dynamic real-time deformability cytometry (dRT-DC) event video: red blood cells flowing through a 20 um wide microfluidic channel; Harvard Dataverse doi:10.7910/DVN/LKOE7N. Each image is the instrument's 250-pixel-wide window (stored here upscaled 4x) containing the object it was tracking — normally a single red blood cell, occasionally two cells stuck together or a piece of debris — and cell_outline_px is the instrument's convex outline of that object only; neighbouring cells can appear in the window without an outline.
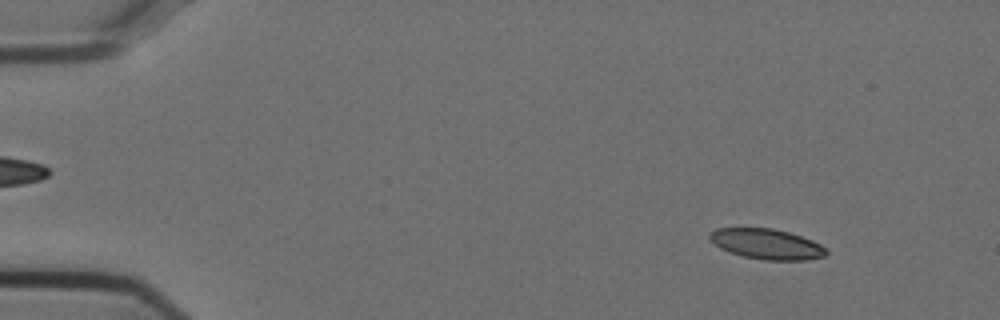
{"species": "Egyptian fruit bat (a non-hibernating species)", "species_latin": "Rousettus aegyptiacus", "temperature_condition": "cold", "stored_images_in_passage": 54, "camera_frame_rate_fps": 3000, "um_per_image_px": 0.085, "animal": {"sex": "female"}, "frame": {"image": 1, "passage_image": 6, "time_ms": 1.667, "image_size_px": [1000, 320], "cell_outline_px": [[828, 252], [824, 256], [804, 260], [764, 260], [744, 256], [728, 252], [720, 248], [708, 240], [708, 232], [716, 228], [772, 228], [788, 232], [812, 240], [820, 244]], "centroid_in_image_um": [65.1, 20.73], "position_along_channel_um": 19.9, "area_um2": 20.63}}
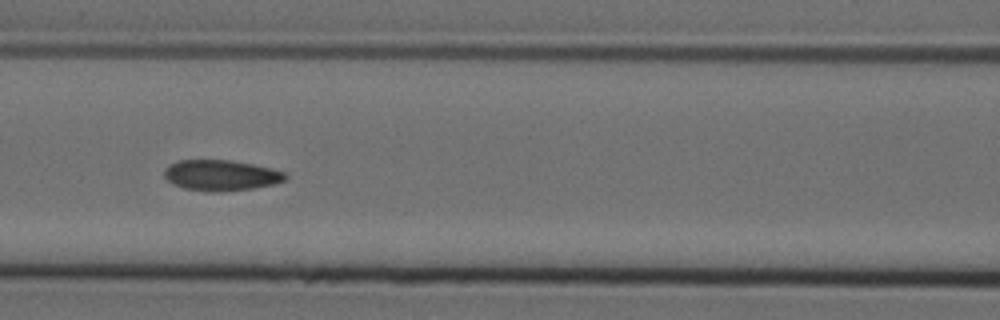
{"frame": {"image": 2, "passage_image": 24, "time_ms": 7.667, "image_size_px": [1000, 320], "cell_outline_px": [[288, 176], [284, 180], [276, 184], [252, 188], [220, 192], [208, 192], [184, 188], [172, 184], [164, 176], [164, 168], [168, 164], [180, 160], [232, 160], [252, 164], [284, 172]], "centroid_in_image_um": [18.75, 14.9], "position_along_channel_um": 147.9, "area_um2": 21.73}}
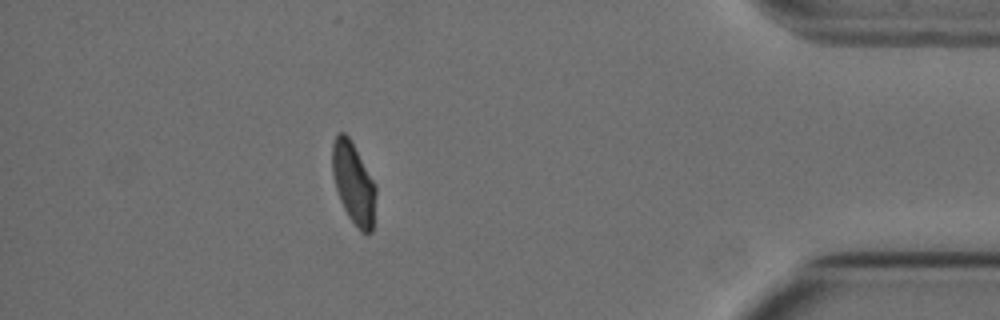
{"frame": {"image": 3, "passage_image": 48, "time_ms": 15.667, "image_size_px": [1000, 320], "cell_outline_px": [[376, 196], [372, 232], [360, 232], [348, 216], [340, 200], [336, 188], [332, 172], [332, 144], [336, 132], [344, 132], [348, 136], [376, 184]], "centroid_in_image_um": [30.05, 15.56], "position_along_channel_um": 405.2, "area_um2": 20.69}, "authors_computed_cell_mechanics": {"area_um2": 21.7328, "velocity_mm_per_s": 3.7465, "shape_relaxation_time_tau1_ms": 8.8654, "shape_relaxation_time_tau2_ms": 2.3127, "deformation_change_tau1": 0.1721, "deformation_change_tau2": 0.0618}}